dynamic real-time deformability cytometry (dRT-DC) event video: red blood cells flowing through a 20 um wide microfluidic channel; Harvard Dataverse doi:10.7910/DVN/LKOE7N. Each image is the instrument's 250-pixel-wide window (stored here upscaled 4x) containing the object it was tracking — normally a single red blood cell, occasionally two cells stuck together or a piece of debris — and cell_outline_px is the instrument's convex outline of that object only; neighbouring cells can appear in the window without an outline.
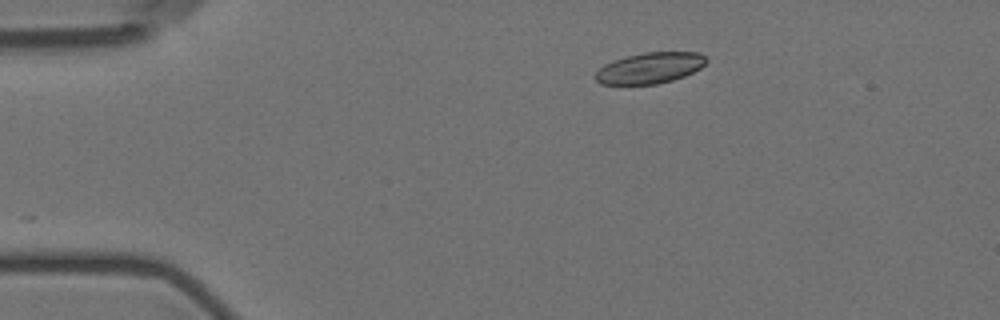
{"species": "Egyptian fruit bat (a non-hibernating species)", "species_latin": "Rousettus aegyptiacus", "temperature_condition": "room temperature", "stored_images_in_passage": 4, "camera_frame_rate_fps": 3000, "um_per_image_px": 0.085, "animal": {"sex": "female"}, "frame": {"image": 1, "passage_image": 2, "time_ms": 2.0, "image_size_px": [1000, 320], "cell_outline_px": [[708, 60], [700, 68], [684, 76], [672, 80], [656, 84], [600, 84], [592, 76], [604, 64], [612, 60], [644, 52], [700, 52]], "centroid_in_image_um": [55.21, 5.77], "position_along_channel_um": 29.8, "area_um2": 20.0}}